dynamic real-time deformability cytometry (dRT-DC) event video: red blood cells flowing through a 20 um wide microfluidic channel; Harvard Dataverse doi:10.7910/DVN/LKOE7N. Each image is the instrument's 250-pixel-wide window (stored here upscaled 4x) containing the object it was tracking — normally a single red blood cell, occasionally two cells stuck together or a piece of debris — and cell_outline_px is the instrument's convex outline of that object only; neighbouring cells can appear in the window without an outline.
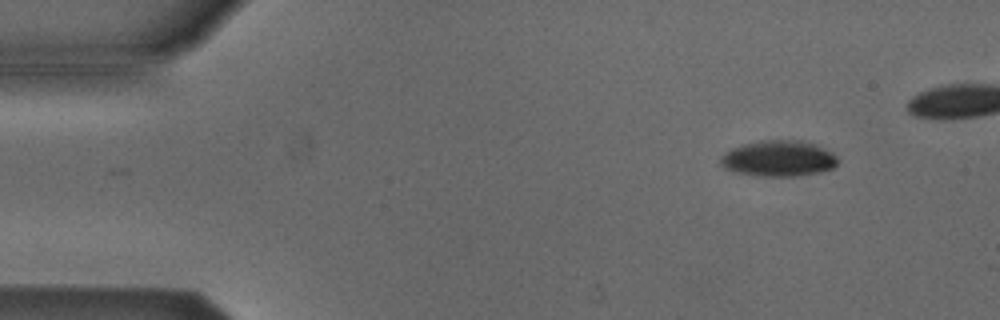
{"species": "Egyptian fruit bat (a non-hibernating species)", "species_latin": "Rousettus aegyptiacus", "temperature_condition": "cold", "stored_images_in_passage": 4, "camera_frame_rate_fps": 3000, "um_per_image_px": 0.085, "animal": {"sex": "male"}, "frame": {"image": 1, "passage_image": 2, "time_ms": 1.333, "image_size_px": [1000, 320], "cell_outline_px": [[840, 160], [832, 168], [820, 172], [792, 176], [760, 176], [736, 172], [724, 168], [720, 164], [720, 156], [724, 152], [732, 148], [744, 144], [764, 140], [800, 140], [816, 144], [832, 152]], "centroid_in_image_um": [66.17, 13.47], "position_along_channel_um": 18.8, "area_um2": 24.57}}